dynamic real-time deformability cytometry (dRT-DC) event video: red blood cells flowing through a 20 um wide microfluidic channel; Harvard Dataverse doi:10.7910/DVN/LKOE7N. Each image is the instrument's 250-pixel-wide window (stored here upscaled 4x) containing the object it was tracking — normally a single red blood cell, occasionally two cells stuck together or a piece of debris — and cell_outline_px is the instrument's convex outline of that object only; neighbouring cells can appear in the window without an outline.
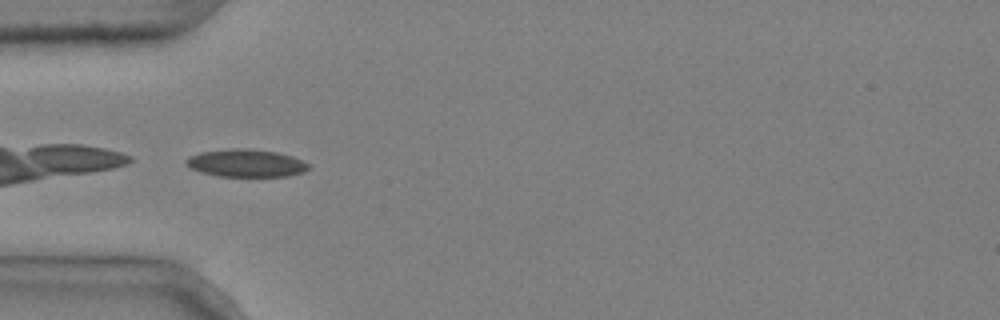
{"species": "common noctule bat (a hibernating species)", "species_latin": "Nyctalus noctula", "temperature_condition": "cold", "stored_images_in_passage": 6, "camera_frame_rate_fps": 3000, "um_per_image_px": 0.085, "animal": {"sex": "male", "body_mass_g": 20.4}, "frame": {"image": 1, "passage_image": 2, "time_ms": 0.333, "image_size_px": [1000, 320], "cell_outline_px": [[312, 168], [304, 172], [288, 176], [216, 176], [200, 172], [184, 164], [184, 160], [188, 156], [200, 152], [232, 148], [244, 148], [276, 152], [292, 156], [308, 164]], "centroid_in_image_um": [20.89, 13.87], "position_along_channel_um": 64.1, "area_um2": 19.83}}
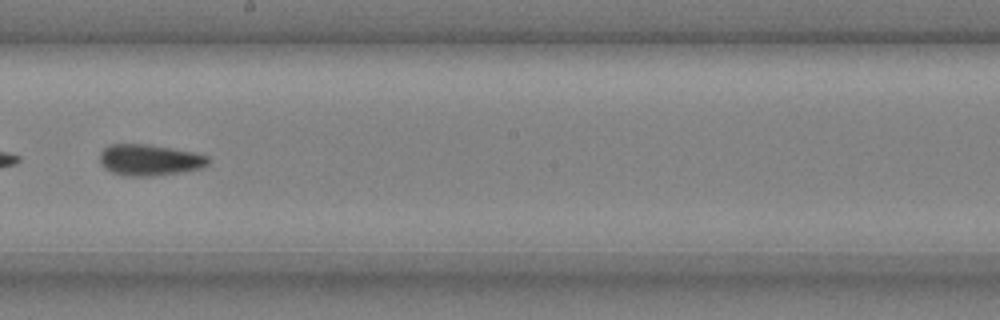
{"frame": {"image": 2, "passage_image": 6, "time_ms": 1.667, "image_size_px": [1000, 320], "cell_outline_px": [[208, 164], [200, 168], [180, 172], [152, 176], [124, 176], [112, 172], [104, 168], [100, 164], [100, 152], [108, 144], [144, 144], [192, 152], [208, 156]], "centroid_in_image_um": [12.64, 13.6], "position_along_channel_um": 235.6, "area_um2": 19.54}}